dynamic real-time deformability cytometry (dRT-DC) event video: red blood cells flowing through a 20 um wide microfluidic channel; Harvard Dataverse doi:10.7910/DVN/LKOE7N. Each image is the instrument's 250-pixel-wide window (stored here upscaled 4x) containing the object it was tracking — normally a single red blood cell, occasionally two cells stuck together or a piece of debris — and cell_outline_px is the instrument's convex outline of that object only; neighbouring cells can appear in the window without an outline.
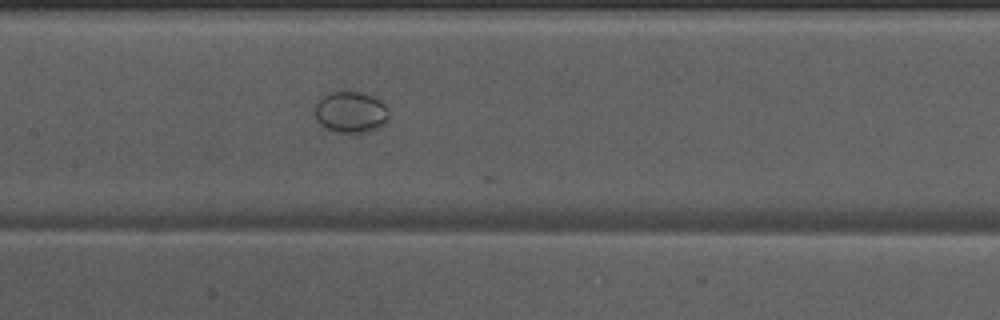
{"species": "Egyptian fruit bat (a non-hibernating species)", "species_latin": "Rousettus aegyptiacus", "temperature_condition": "warm", "stored_images_in_passage": 31, "camera_frame_rate_fps": 3000, "um_per_image_px": 0.085, "animal": {"sex": "male"}, "frame": {"image": 1, "passage_image": 9, "time_ms": 2.667, "image_size_px": [1000, 320], "cell_outline_px": [[388, 120], [380, 128], [368, 132], [332, 132], [324, 128], [316, 120], [316, 104], [328, 92], [340, 88], [360, 92], [372, 96], [380, 100], [388, 108]], "centroid_in_image_um": [29.81, 9.51], "position_along_channel_um": 177.6, "area_um2": 18.32}}
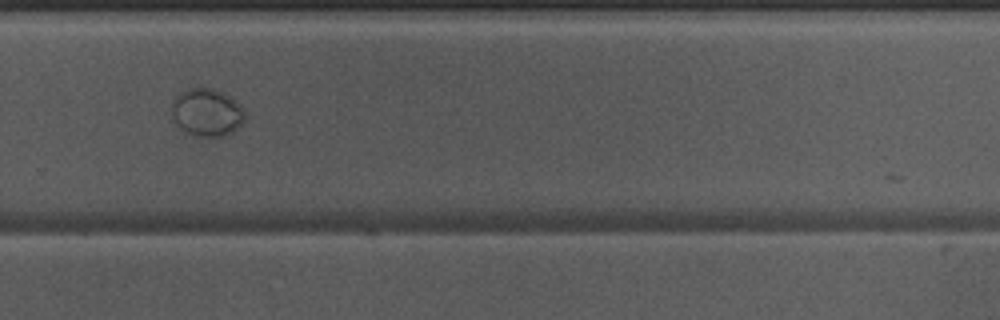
{"frame": {"image": 2, "passage_image": 19, "time_ms": 6.0, "image_size_px": [1000, 320], "cell_outline_px": [[244, 120], [232, 132], [224, 136], [196, 136], [184, 132], [172, 120], [172, 100], [180, 92], [188, 88], [212, 88], [224, 92], [236, 100], [244, 108]], "centroid_in_image_um": [17.56, 9.54], "position_along_channel_um": 312.2, "area_um2": 20.58}}
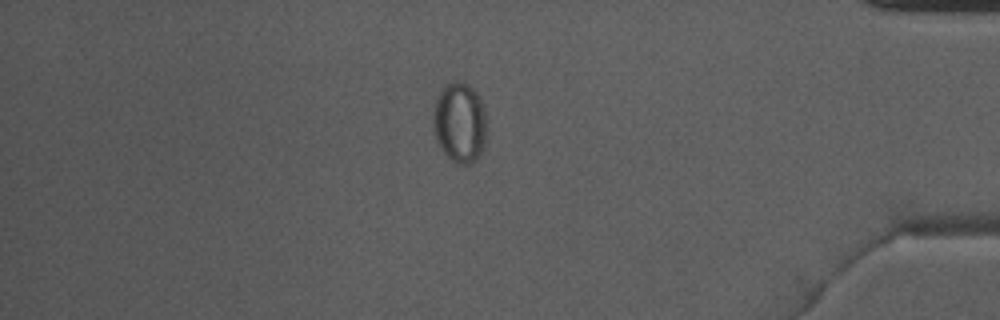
{"frame": {"image": 3, "passage_image": 28, "time_ms": 9.0, "image_size_px": [1000, 320], "cell_outline_px": [[484, 152], [480, 156], [468, 164], [456, 164], [440, 148], [436, 140], [432, 124], [432, 120], [436, 100], [440, 92], [452, 80], [460, 80], [468, 84], [476, 92], [480, 100], [484, 112]], "centroid_in_image_um": [39.05, 10.43], "position_along_channel_um": 396.2, "area_um2": 24.85}}